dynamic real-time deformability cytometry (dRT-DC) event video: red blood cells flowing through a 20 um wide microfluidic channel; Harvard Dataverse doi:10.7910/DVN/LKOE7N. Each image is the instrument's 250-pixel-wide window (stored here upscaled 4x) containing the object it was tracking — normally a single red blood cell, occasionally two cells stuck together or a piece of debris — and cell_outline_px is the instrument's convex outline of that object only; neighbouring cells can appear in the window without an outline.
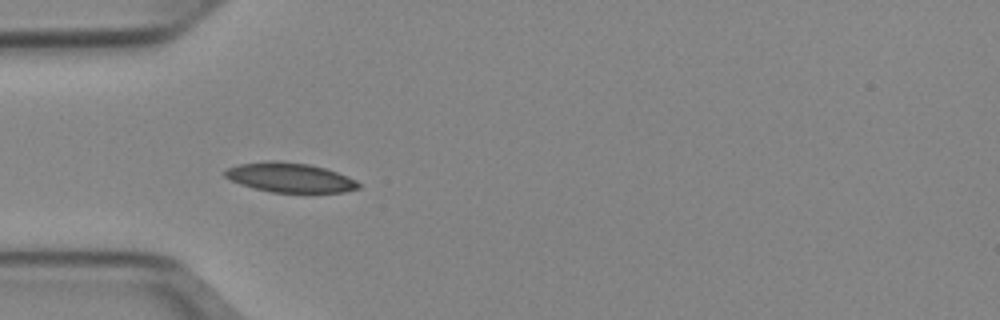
{"species": "Egyptian fruit bat (a non-hibernating species)", "species_latin": "Rousettus aegyptiacus", "temperature_condition": "cold", "stored_images_in_passage": 37, "camera_frame_rate_fps": 3000, "um_per_image_px": 0.085, "animal": {"sex": "female"}, "frame": {"image": 1, "passage_image": 1, "time_ms": 0.0, "image_size_px": [1000, 320], "cell_outline_px": [[360, 188], [344, 192], [272, 192], [252, 188], [240, 184], [224, 176], [224, 172], [228, 168], [240, 164], [268, 160], [276, 160], [308, 164], [324, 168], [348, 176], [356, 180], [360, 184]], "centroid_in_image_um": [24.64, 15.09], "position_along_channel_um": 60.4, "area_um2": 22.89}}
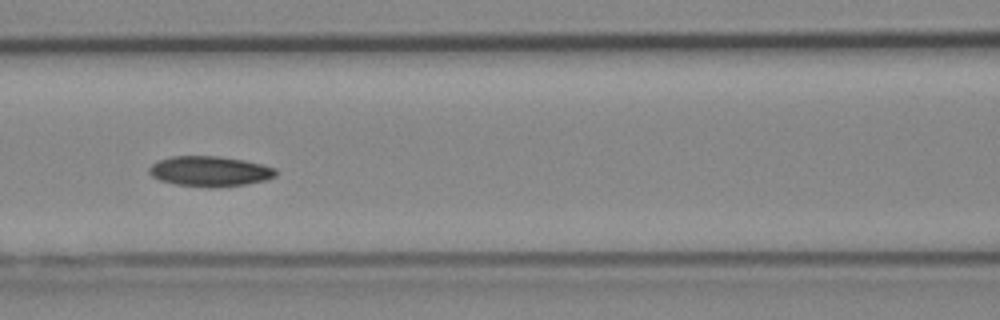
{"frame": {"image": 2, "passage_image": 8, "time_ms": 2.333, "image_size_px": [1000, 320], "cell_outline_px": [[276, 176], [268, 180], [248, 184], [212, 188], [208, 188], [176, 184], [160, 180], [152, 176], [148, 172], [148, 168], [156, 160], [172, 156], [220, 156], [244, 160], [276, 168]], "centroid_in_image_um": [17.83, 14.56], "position_along_channel_um": 148.8, "area_um2": 22.6}}
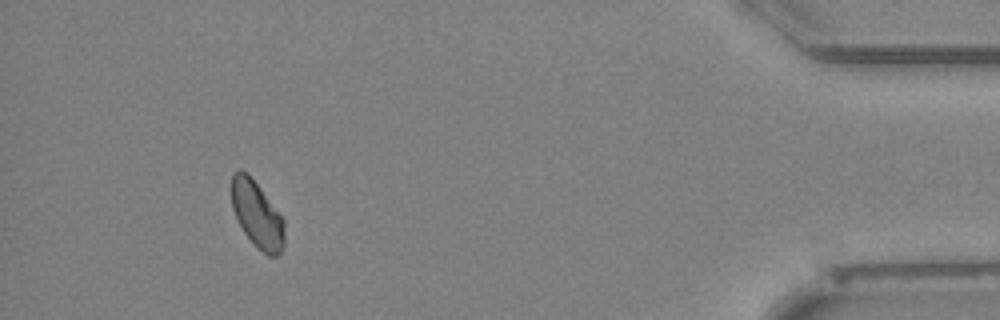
{"frame": {"image": 3, "passage_image": 33, "time_ms": 10.667, "image_size_px": [1000, 320], "cell_outline_px": [[284, 244], [280, 256], [268, 256], [244, 232], [232, 208], [232, 172], [240, 168], [248, 172], [284, 220]], "centroid_in_image_um": [21.85, 18.2], "position_along_channel_um": 413.3, "area_um2": 20.17}}